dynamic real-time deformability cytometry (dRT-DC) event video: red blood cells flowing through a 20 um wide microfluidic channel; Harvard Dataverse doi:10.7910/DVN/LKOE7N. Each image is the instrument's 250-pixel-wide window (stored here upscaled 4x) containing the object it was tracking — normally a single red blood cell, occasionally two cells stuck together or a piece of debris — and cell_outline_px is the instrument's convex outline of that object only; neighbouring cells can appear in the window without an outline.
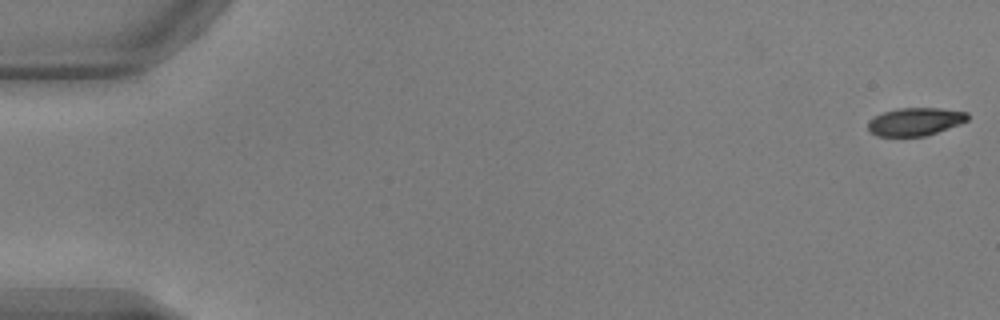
{"species": "common noctule bat (a hibernating species)", "species_latin": "Nyctalus noctula", "temperature_condition": "warm", "stored_images_in_passage": 14, "camera_frame_rate_fps": 3000, "um_per_image_px": 0.085, "animal": {"sex": "male", "body_mass_g": 17.9, "forearm_length_mm": 54.2}, "frame": {"image": 1, "passage_image": 1, "time_ms": 0.0, "image_size_px": [1000, 320], "cell_outline_px": [[968, 120], [960, 124], [924, 136], [876, 136], [868, 132], [868, 120], [884, 112], [896, 108], [940, 108], [968, 112]], "centroid_in_image_um": [77.77, 10.34], "position_along_channel_um": 7.2, "area_um2": 16.24}}
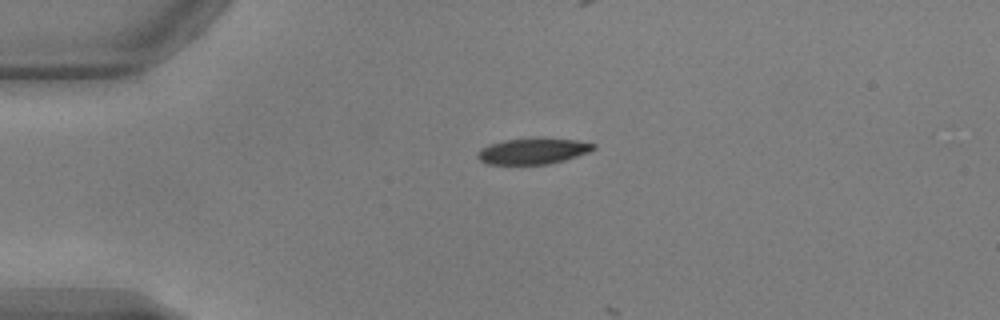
{"frame": {"image": 2, "passage_image": 13, "time_ms": 4.0, "image_size_px": [1000, 320], "cell_outline_px": [[596, 148], [588, 152], [564, 160], [548, 164], [484, 164], [476, 156], [480, 148], [488, 144], [504, 140], [576, 140], [596, 144]], "centroid_in_image_um": [45.24, 12.88], "position_along_channel_um": 39.8, "area_um2": 16.94}}